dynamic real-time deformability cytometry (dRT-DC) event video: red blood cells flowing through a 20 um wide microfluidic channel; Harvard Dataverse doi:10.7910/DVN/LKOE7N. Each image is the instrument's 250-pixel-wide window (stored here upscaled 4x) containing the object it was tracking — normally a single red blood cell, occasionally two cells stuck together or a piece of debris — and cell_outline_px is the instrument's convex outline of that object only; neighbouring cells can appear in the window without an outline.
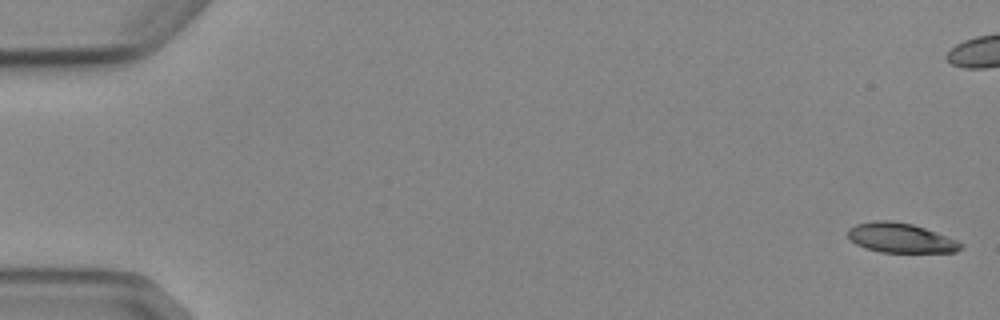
{"species": "Egyptian fruit bat (a non-hibernating species)", "species_latin": "Rousettus aegyptiacus", "temperature_condition": "cold", "stored_images_in_passage": 4, "camera_frame_rate_fps": 3000, "um_per_image_px": 0.085, "animal": {"sex": "female"}, "frame": {"image": 1, "passage_image": 1, "time_ms": 0.0, "image_size_px": [1000, 320], "cell_outline_px": [[964, 248], [956, 252], [880, 252], [864, 248], [856, 244], [848, 236], [848, 228], [856, 224], [876, 220], [892, 220], [912, 224], [936, 232], [956, 240], [964, 244]], "centroid_in_image_um": [76.56, 20.22], "position_along_channel_um": 8.4, "area_um2": 19.54}}